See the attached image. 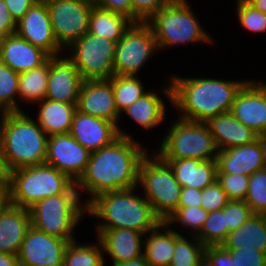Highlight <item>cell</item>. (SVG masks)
<instances>
[{
    "label": "cell",
    "mask_w": 266,
    "mask_h": 266,
    "mask_svg": "<svg viewBox=\"0 0 266 266\" xmlns=\"http://www.w3.org/2000/svg\"><path fill=\"white\" fill-rule=\"evenodd\" d=\"M147 149L137 139L119 136L111 144L91 152L84 173L75 182L81 198L87 194L84 204L87 206L103 193L138 187L139 166L150 151Z\"/></svg>",
    "instance_id": "1"
},
{
    "label": "cell",
    "mask_w": 266,
    "mask_h": 266,
    "mask_svg": "<svg viewBox=\"0 0 266 266\" xmlns=\"http://www.w3.org/2000/svg\"><path fill=\"white\" fill-rule=\"evenodd\" d=\"M171 76V106L180 112L178 118L194 122H207L230 112L237 93L248 81Z\"/></svg>",
    "instance_id": "2"
},
{
    "label": "cell",
    "mask_w": 266,
    "mask_h": 266,
    "mask_svg": "<svg viewBox=\"0 0 266 266\" xmlns=\"http://www.w3.org/2000/svg\"><path fill=\"white\" fill-rule=\"evenodd\" d=\"M138 189L107 192L94 198L86 208L87 216L100 220L94 230L126 228L146 235L162 222Z\"/></svg>",
    "instance_id": "3"
},
{
    "label": "cell",
    "mask_w": 266,
    "mask_h": 266,
    "mask_svg": "<svg viewBox=\"0 0 266 266\" xmlns=\"http://www.w3.org/2000/svg\"><path fill=\"white\" fill-rule=\"evenodd\" d=\"M48 135L25 111L4 112L0 121V145L7 170L44 164Z\"/></svg>",
    "instance_id": "4"
},
{
    "label": "cell",
    "mask_w": 266,
    "mask_h": 266,
    "mask_svg": "<svg viewBox=\"0 0 266 266\" xmlns=\"http://www.w3.org/2000/svg\"><path fill=\"white\" fill-rule=\"evenodd\" d=\"M188 2L171 0L146 22L153 31L159 52L179 45H211L215 42Z\"/></svg>",
    "instance_id": "5"
},
{
    "label": "cell",
    "mask_w": 266,
    "mask_h": 266,
    "mask_svg": "<svg viewBox=\"0 0 266 266\" xmlns=\"http://www.w3.org/2000/svg\"><path fill=\"white\" fill-rule=\"evenodd\" d=\"M75 182L46 163L9 172L7 198L10 204L29 209L36 202L65 194Z\"/></svg>",
    "instance_id": "6"
},
{
    "label": "cell",
    "mask_w": 266,
    "mask_h": 266,
    "mask_svg": "<svg viewBox=\"0 0 266 266\" xmlns=\"http://www.w3.org/2000/svg\"><path fill=\"white\" fill-rule=\"evenodd\" d=\"M82 201L75 184L65 194L40 200L28 209L31 226L48 235L75 241L76 228L82 217L87 216V206Z\"/></svg>",
    "instance_id": "7"
},
{
    "label": "cell",
    "mask_w": 266,
    "mask_h": 266,
    "mask_svg": "<svg viewBox=\"0 0 266 266\" xmlns=\"http://www.w3.org/2000/svg\"><path fill=\"white\" fill-rule=\"evenodd\" d=\"M142 158L139 166L138 187L150 203L154 214L161 220L178 208L182 186L176 180L173 170L156 152Z\"/></svg>",
    "instance_id": "8"
},
{
    "label": "cell",
    "mask_w": 266,
    "mask_h": 266,
    "mask_svg": "<svg viewBox=\"0 0 266 266\" xmlns=\"http://www.w3.org/2000/svg\"><path fill=\"white\" fill-rule=\"evenodd\" d=\"M168 129L155 151L162 159H216L218 149L206 122L178 118Z\"/></svg>",
    "instance_id": "9"
},
{
    "label": "cell",
    "mask_w": 266,
    "mask_h": 266,
    "mask_svg": "<svg viewBox=\"0 0 266 266\" xmlns=\"http://www.w3.org/2000/svg\"><path fill=\"white\" fill-rule=\"evenodd\" d=\"M116 42L87 32L64 52L83 80H108L115 75L113 61Z\"/></svg>",
    "instance_id": "10"
},
{
    "label": "cell",
    "mask_w": 266,
    "mask_h": 266,
    "mask_svg": "<svg viewBox=\"0 0 266 266\" xmlns=\"http://www.w3.org/2000/svg\"><path fill=\"white\" fill-rule=\"evenodd\" d=\"M155 53H159V49L150 26L146 22H134L116 42L113 61L115 75L138 76Z\"/></svg>",
    "instance_id": "11"
},
{
    "label": "cell",
    "mask_w": 266,
    "mask_h": 266,
    "mask_svg": "<svg viewBox=\"0 0 266 266\" xmlns=\"http://www.w3.org/2000/svg\"><path fill=\"white\" fill-rule=\"evenodd\" d=\"M54 37L58 45L67 49L88 32L92 0H44Z\"/></svg>",
    "instance_id": "12"
},
{
    "label": "cell",
    "mask_w": 266,
    "mask_h": 266,
    "mask_svg": "<svg viewBox=\"0 0 266 266\" xmlns=\"http://www.w3.org/2000/svg\"><path fill=\"white\" fill-rule=\"evenodd\" d=\"M69 243L30 226L17 255L19 266H63Z\"/></svg>",
    "instance_id": "13"
},
{
    "label": "cell",
    "mask_w": 266,
    "mask_h": 266,
    "mask_svg": "<svg viewBox=\"0 0 266 266\" xmlns=\"http://www.w3.org/2000/svg\"><path fill=\"white\" fill-rule=\"evenodd\" d=\"M77 110L113 122L117 125L120 136L133 138L132 134L126 133L119 125L123 116L116 108L112 82L109 79L85 80L78 97Z\"/></svg>",
    "instance_id": "14"
},
{
    "label": "cell",
    "mask_w": 266,
    "mask_h": 266,
    "mask_svg": "<svg viewBox=\"0 0 266 266\" xmlns=\"http://www.w3.org/2000/svg\"><path fill=\"white\" fill-rule=\"evenodd\" d=\"M91 152L70 133L48 136L45 163L55 167L76 182L84 173Z\"/></svg>",
    "instance_id": "15"
},
{
    "label": "cell",
    "mask_w": 266,
    "mask_h": 266,
    "mask_svg": "<svg viewBox=\"0 0 266 266\" xmlns=\"http://www.w3.org/2000/svg\"><path fill=\"white\" fill-rule=\"evenodd\" d=\"M230 113L259 136H266V82L250 80L242 86Z\"/></svg>",
    "instance_id": "16"
},
{
    "label": "cell",
    "mask_w": 266,
    "mask_h": 266,
    "mask_svg": "<svg viewBox=\"0 0 266 266\" xmlns=\"http://www.w3.org/2000/svg\"><path fill=\"white\" fill-rule=\"evenodd\" d=\"M16 34L45 51L50 57L60 56L65 52L54 37L44 0L36 1L28 12L17 21Z\"/></svg>",
    "instance_id": "17"
},
{
    "label": "cell",
    "mask_w": 266,
    "mask_h": 266,
    "mask_svg": "<svg viewBox=\"0 0 266 266\" xmlns=\"http://www.w3.org/2000/svg\"><path fill=\"white\" fill-rule=\"evenodd\" d=\"M83 82L78 69L65 54L50 57L45 99L77 105Z\"/></svg>",
    "instance_id": "18"
},
{
    "label": "cell",
    "mask_w": 266,
    "mask_h": 266,
    "mask_svg": "<svg viewBox=\"0 0 266 266\" xmlns=\"http://www.w3.org/2000/svg\"><path fill=\"white\" fill-rule=\"evenodd\" d=\"M216 162L217 173L251 176L266 167L265 137L259 136L243 146L218 150Z\"/></svg>",
    "instance_id": "19"
},
{
    "label": "cell",
    "mask_w": 266,
    "mask_h": 266,
    "mask_svg": "<svg viewBox=\"0 0 266 266\" xmlns=\"http://www.w3.org/2000/svg\"><path fill=\"white\" fill-rule=\"evenodd\" d=\"M70 134L90 152L111 144L120 135L117 125L76 110Z\"/></svg>",
    "instance_id": "20"
},
{
    "label": "cell",
    "mask_w": 266,
    "mask_h": 266,
    "mask_svg": "<svg viewBox=\"0 0 266 266\" xmlns=\"http://www.w3.org/2000/svg\"><path fill=\"white\" fill-rule=\"evenodd\" d=\"M95 239L102 245L103 253L110 256V264L125 262L143 255L145 234L126 228L95 230Z\"/></svg>",
    "instance_id": "21"
},
{
    "label": "cell",
    "mask_w": 266,
    "mask_h": 266,
    "mask_svg": "<svg viewBox=\"0 0 266 266\" xmlns=\"http://www.w3.org/2000/svg\"><path fill=\"white\" fill-rule=\"evenodd\" d=\"M169 83V84H168ZM164 85L161 91L164 97L168 101L160 97L156 91L148 90L134 103L128 106L121 112L126 114L130 120L132 119L136 125L140 126L143 130H152L162 125L163 120L166 119L167 106L164 101L170 102L171 104V84L170 80Z\"/></svg>",
    "instance_id": "22"
},
{
    "label": "cell",
    "mask_w": 266,
    "mask_h": 266,
    "mask_svg": "<svg viewBox=\"0 0 266 266\" xmlns=\"http://www.w3.org/2000/svg\"><path fill=\"white\" fill-rule=\"evenodd\" d=\"M50 56L16 33L4 37L0 45V60L17 73L43 65Z\"/></svg>",
    "instance_id": "23"
},
{
    "label": "cell",
    "mask_w": 266,
    "mask_h": 266,
    "mask_svg": "<svg viewBox=\"0 0 266 266\" xmlns=\"http://www.w3.org/2000/svg\"><path fill=\"white\" fill-rule=\"evenodd\" d=\"M30 226L29 210L7 201L0 209V252L17 256Z\"/></svg>",
    "instance_id": "24"
},
{
    "label": "cell",
    "mask_w": 266,
    "mask_h": 266,
    "mask_svg": "<svg viewBox=\"0 0 266 266\" xmlns=\"http://www.w3.org/2000/svg\"><path fill=\"white\" fill-rule=\"evenodd\" d=\"M206 123L218 150L243 146L259 137L255 131L237 120L230 112L210 118Z\"/></svg>",
    "instance_id": "25"
},
{
    "label": "cell",
    "mask_w": 266,
    "mask_h": 266,
    "mask_svg": "<svg viewBox=\"0 0 266 266\" xmlns=\"http://www.w3.org/2000/svg\"><path fill=\"white\" fill-rule=\"evenodd\" d=\"M163 160L167 161L182 187L203 190L217 180L216 159L209 161L191 158Z\"/></svg>",
    "instance_id": "26"
},
{
    "label": "cell",
    "mask_w": 266,
    "mask_h": 266,
    "mask_svg": "<svg viewBox=\"0 0 266 266\" xmlns=\"http://www.w3.org/2000/svg\"><path fill=\"white\" fill-rule=\"evenodd\" d=\"M176 229H172L166 222L162 221L145 235L143 255L150 266L170 265L175 241L181 236L177 232L179 229Z\"/></svg>",
    "instance_id": "27"
},
{
    "label": "cell",
    "mask_w": 266,
    "mask_h": 266,
    "mask_svg": "<svg viewBox=\"0 0 266 266\" xmlns=\"http://www.w3.org/2000/svg\"><path fill=\"white\" fill-rule=\"evenodd\" d=\"M37 106L35 119L48 136L70 133L76 104L43 99Z\"/></svg>",
    "instance_id": "28"
},
{
    "label": "cell",
    "mask_w": 266,
    "mask_h": 266,
    "mask_svg": "<svg viewBox=\"0 0 266 266\" xmlns=\"http://www.w3.org/2000/svg\"><path fill=\"white\" fill-rule=\"evenodd\" d=\"M225 249H252L266 253V217L253 214L238 229L228 233Z\"/></svg>",
    "instance_id": "29"
},
{
    "label": "cell",
    "mask_w": 266,
    "mask_h": 266,
    "mask_svg": "<svg viewBox=\"0 0 266 266\" xmlns=\"http://www.w3.org/2000/svg\"><path fill=\"white\" fill-rule=\"evenodd\" d=\"M133 23L126 15L94 6L89 16L88 32L117 42Z\"/></svg>",
    "instance_id": "30"
},
{
    "label": "cell",
    "mask_w": 266,
    "mask_h": 266,
    "mask_svg": "<svg viewBox=\"0 0 266 266\" xmlns=\"http://www.w3.org/2000/svg\"><path fill=\"white\" fill-rule=\"evenodd\" d=\"M49 59L40 67L19 73L18 96L26 104L45 99L48 83Z\"/></svg>",
    "instance_id": "31"
},
{
    "label": "cell",
    "mask_w": 266,
    "mask_h": 266,
    "mask_svg": "<svg viewBox=\"0 0 266 266\" xmlns=\"http://www.w3.org/2000/svg\"><path fill=\"white\" fill-rule=\"evenodd\" d=\"M95 241L89 244L70 242L65 249L63 266H107L102 245L98 239Z\"/></svg>",
    "instance_id": "32"
},
{
    "label": "cell",
    "mask_w": 266,
    "mask_h": 266,
    "mask_svg": "<svg viewBox=\"0 0 266 266\" xmlns=\"http://www.w3.org/2000/svg\"><path fill=\"white\" fill-rule=\"evenodd\" d=\"M139 76L114 75L109 79L112 82L115 105L120 114L147 92Z\"/></svg>",
    "instance_id": "33"
},
{
    "label": "cell",
    "mask_w": 266,
    "mask_h": 266,
    "mask_svg": "<svg viewBox=\"0 0 266 266\" xmlns=\"http://www.w3.org/2000/svg\"><path fill=\"white\" fill-rule=\"evenodd\" d=\"M181 235L174 246V254L169 266H202L205 246L196 236Z\"/></svg>",
    "instance_id": "34"
},
{
    "label": "cell",
    "mask_w": 266,
    "mask_h": 266,
    "mask_svg": "<svg viewBox=\"0 0 266 266\" xmlns=\"http://www.w3.org/2000/svg\"><path fill=\"white\" fill-rule=\"evenodd\" d=\"M208 214L209 213L202 207H178L165 222L171 228H176L180 225L178 226L180 228V231L178 232L180 235H187L189 233V236H197L200 233ZM181 228L182 230L184 229L187 231L183 232L181 231Z\"/></svg>",
    "instance_id": "35"
},
{
    "label": "cell",
    "mask_w": 266,
    "mask_h": 266,
    "mask_svg": "<svg viewBox=\"0 0 266 266\" xmlns=\"http://www.w3.org/2000/svg\"><path fill=\"white\" fill-rule=\"evenodd\" d=\"M18 81L19 73L0 60V110L3 113L23 111L18 101Z\"/></svg>",
    "instance_id": "36"
},
{
    "label": "cell",
    "mask_w": 266,
    "mask_h": 266,
    "mask_svg": "<svg viewBox=\"0 0 266 266\" xmlns=\"http://www.w3.org/2000/svg\"><path fill=\"white\" fill-rule=\"evenodd\" d=\"M228 233L227 226H225L224 207L222 210H217L208 214L200 233L196 237L205 247L219 246L224 243Z\"/></svg>",
    "instance_id": "37"
},
{
    "label": "cell",
    "mask_w": 266,
    "mask_h": 266,
    "mask_svg": "<svg viewBox=\"0 0 266 266\" xmlns=\"http://www.w3.org/2000/svg\"><path fill=\"white\" fill-rule=\"evenodd\" d=\"M245 202L253 214L263 215L266 212V167L249 176Z\"/></svg>",
    "instance_id": "38"
},
{
    "label": "cell",
    "mask_w": 266,
    "mask_h": 266,
    "mask_svg": "<svg viewBox=\"0 0 266 266\" xmlns=\"http://www.w3.org/2000/svg\"><path fill=\"white\" fill-rule=\"evenodd\" d=\"M236 20L248 32L265 33L266 15L247 0H236Z\"/></svg>",
    "instance_id": "39"
},
{
    "label": "cell",
    "mask_w": 266,
    "mask_h": 266,
    "mask_svg": "<svg viewBox=\"0 0 266 266\" xmlns=\"http://www.w3.org/2000/svg\"><path fill=\"white\" fill-rule=\"evenodd\" d=\"M217 181L227 194L229 200L245 201L248 192L249 176L217 173Z\"/></svg>",
    "instance_id": "40"
},
{
    "label": "cell",
    "mask_w": 266,
    "mask_h": 266,
    "mask_svg": "<svg viewBox=\"0 0 266 266\" xmlns=\"http://www.w3.org/2000/svg\"><path fill=\"white\" fill-rule=\"evenodd\" d=\"M253 215L245 201L229 200L225 206V226L229 232L240 228Z\"/></svg>",
    "instance_id": "41"
},
{
    "label": "cell",
    "mask_w": 266,
    "mask_h": 266,
    "mask_svg": "<svg viewBox=\"0 0 266 266\" xmlns=\"http://www.w3.org/2000/svg\"><path fill=\"white\" fill-rule=\"evenodd\" d=\"M228 201L227 194L217 180L202 190L201 207L208 213L222 210Z\"/></svg>",
    "instance_id": "42"
},
{
    "label": "cell",
    "mask_w": 266,
    "mask_h": 266,
    "mask_svg": "<svg viewBox=\"0 0 266 266\" xmlns=\"http://www.w3.org/2000/svg\"><path fill=\"white\" fill-rule=\"evenodd\" d=\"M171 0H131L132 20L134 22H147L160 8Z\"/></svg>",
    "instance_id": "43"
},
{
    "label": "cell",
    "mask_w": 266,
    "mask_h": 266,
    "mask_svg": "<svg viewBox=\"0 0 266 266\" xmlns=\"http://www.w3.org/2000/svg\"><path fill=\"white\" fill-rule=\"evenodd\" d=\"M231 251L234 266H266V253L252 249H227Z\"/></svg>",
    "instance_id": "44"
},
{
    "label": "cell",
    "mask_w": 266,
    "mask_h": 266,
    "mask_svg": "<svg viewBox=\"0 0 266 266\" xmlns=\"http://www.w3.org/2000/svg\"><path fill=\"white\" fill-rule=\"evenodd\" d=\"M205 266H234V259L231 251L225 249L222 245L205 247L204 254Z\"/></svg>",
    "instance_id": "45"
},
{
    "label": "cell",
    "mask_w": 266,
    "mask_h": 266,
    "mask_svg": "<svg viewBox=\"0 0 266 266\" xmlns=\"http://www.w3.org/2000/svg\"><path fill=\"white\" fill-rule=\"evenodd\" d=\"M94 6L112 12H117L132 19L131 0H92Z\"/></svg>",
    "instance_id": "46"
},
{
    "label": "cell",
    "mask_w": 266,
    "mask_h": 266,
    "mask_svg": "<svg viewBox=\"0 0 266 266\" xmlns=\"http://www.w3.org/2000/svg\"><path fill=\"white\" fill-rule=\"evenodd\" d=\"M17 22L11 16L5 0H0V31L5 35L15 34Z\"/></svg>",
    "instance_id": "47"
},
{
    "label": "cell",
    "mask_w": 266,
    "mask_h": 266,
    "mask_svg": "<svg viewBox=\"0 0 266 266\" xmlns=\"http://www.w3.org/2000/svg\"><path fill=\"white\" fill-rule=\"evenodd\" d=\"M202 190L182 187L178 207H201Z\"/></svg>",
    "instance_id": "48"
},
{
    "label": "cell",
    "mask_w": 266,
    "mask_h": 266,
    "mask_svg": "<svg viewBox=\"0 0 266 266\" xmlns=\"http://www.w3.org/2000/svg\"><path fill=\"white\" fill-rule=\"evenodd\" d=\"M38 0H5L11 16L19 21Z\"/></svg>",
    "instance_id": "49"
},
{
    "label": "cell",
    "mask_w": 266,
    "mask_h": 266,
    "mask_svg": "<svg viewBox=\"0 0 266 266\" xmlns=\"http://www.w3.org/2000/svg\"><path fill=\"white\" fill-rule=\"evenodd\" d=\"M8 180H9V171L6 168L0 145V185L3 187H7Z\"/></svg>",
    "instance_id": "50"
},
{
    "label": "cell",
    "mask_w": 266,
    "mask_h": 266,
    "mask_svg": "<svg viewBox=\"0 0 266 266\" xmlns=\"http://www.w3.org/2000/svg\"><path fill=\"white\" fill-rule=\"evenodd\" d=\"M0 266H19L17 256L0 252Z\"/></svg>",
    "instance_id": "51"
},
{
    "label": "cell",
    "mask_w": 266,
    "mask_h": 266,
    "mask_svg": "<svg viewBox=\"0 0 266 266\" xmlns=\"http://www.w3.org/2000/svg\"><path fill=\"white\" fill-rule=\"evenodd\" d=\"M111 266H150L149 263L146 261V258L144 255H142L139 258L125 261V262H120V263H115L112 264Z\"/></svg>",
    "instance_id": "52"
},
{
    "label": "cell",
    "mask_w": 266,
    "mask_h": 266,
    "mask_svg": "<svg viewBox=\"0 0 266 266\" xmlns=\"http://www.w3.org/2000/svg\"><path fill=\"white\" fill-rule=\"evenodd\" d=\"M247 1L266 15V0H247Z\"/></svg>",
    "instance_id": "53"
},
{
    "label": "cell",
    "mask_w": 266,
    "mask_h": 266,
    "mask_svg": "<svg viewBox=\"0 0 266 266\" xmlns=\"http://www.w3.org/2000/svg\"><path fill=\"white\" fill-rule=\"evenodd\" d=\"M7 201V190H0V209L6 204Z\"/></svg>",
    "instance_id": "54"
},
{
    "label": "cell",
    "mask_w": 266,
    "mask_h": 266,
    "mask_svg": "<svg viewBox=\"0 0 266 266\" xmlns=\"http://www.w3.org/2000/svg\"><path fill=\"white\" fill-rule=\"evenodd\" d=\"M5 35L0 31V45L4 39Z\"/></svg>",
    "instance_id": "55"
},
{
    "label": "cell",
    "mask_w": 266,
    "mask_h": 266,
    "mask_svg": "<svg viewBox=\"0 0 266 266\" xmlns=\"http://www.w3.org/2000/svg\"><path fill=\"white\" fill-rule=\"evenodd\" d=\"M0 190H7V187H3L0 185Z\"/></svg>",
    "instance_id": "56"
},
{
    "label": "cell",
    "mask_w": 266,
    "mask_h": 266,
    "mask_svg": "<svg viewBox=\"0 0 266 266\" xmlns=\"http://www.w3.org/2000/svg\"><path fill=\"white\" fill-rule=\"evenodd\" d=\"M2 115H3V112L0 110V121H1Z\"/></svg>",
    "instance_id": "57"
}]
</instances>
